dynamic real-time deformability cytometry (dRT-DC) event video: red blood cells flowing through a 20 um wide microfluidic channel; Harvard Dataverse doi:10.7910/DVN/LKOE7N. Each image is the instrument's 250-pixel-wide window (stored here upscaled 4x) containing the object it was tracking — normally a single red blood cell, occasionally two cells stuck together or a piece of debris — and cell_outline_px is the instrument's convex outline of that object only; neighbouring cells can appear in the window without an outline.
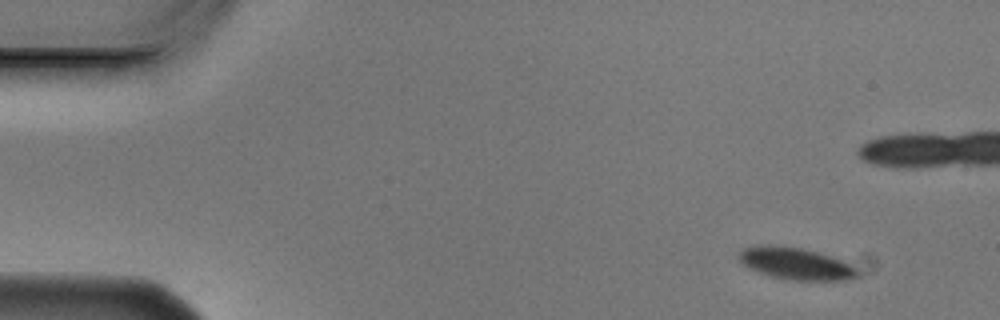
{"species": "Egyptian fruit bat (a non-hibernating species)", "species_latin": "Rousettus aegyptiacus", "temperature_condition": "cold", "stored_images_in_passage": 5, "camera_frame_rate_fps": 3000, "um_per_image_px": 0.085, "animal": {"sex": "male"}, "frame": {"image": 1, "passage_image": 1, "time_ms": 0.0, "image_size_px": [1000, 320], "cell_outline_px": [[860, 276], [844, 280], [792, 280], [772, 276], [748, 268], [736, 256], [744, 248], [756, 244], [764, 244], [800, 248], [832, 256], [848, 264]], "centroid_in_image_um": [67.57, 22.39], "position_along_channel_um": 17.4, "area_um2": 21.68}}